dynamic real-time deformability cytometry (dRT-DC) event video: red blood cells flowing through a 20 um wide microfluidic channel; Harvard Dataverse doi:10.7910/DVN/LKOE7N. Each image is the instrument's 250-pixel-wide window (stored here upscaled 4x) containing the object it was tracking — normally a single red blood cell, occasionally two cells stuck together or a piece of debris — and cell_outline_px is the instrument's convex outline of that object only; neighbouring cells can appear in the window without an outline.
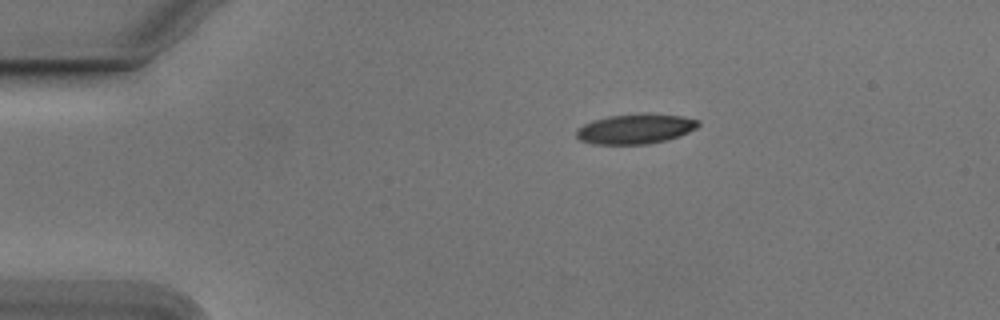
{"species": "Egyptian fruit bat (a non-hibernating species)", "species_latin": "Rousettus aegyptiacus", "temperature_condition": "cold", "stored_images_in_passage": 45, "camera_frame_rate_fps": 3000, "um_per_image_px": 0.085, "animal": {"sex": "male"}, "frame": {"image": 1, "passage_image": 1, "time_ms": 0.0, "image_size_px": [1000, 320], "cell_outline_px": [[700, 124], [696, 128], [680, 136], [648, 144], [592, 144], [580, 140], [576, 136], [576, 128], [592, 120], [608, 116], [648, 112], [684, 116], [700, 120]], "centroid_in_image_um": [54.02, 10.93], "position_along_channel_um": 31.0, "area_um2": 21.62}}
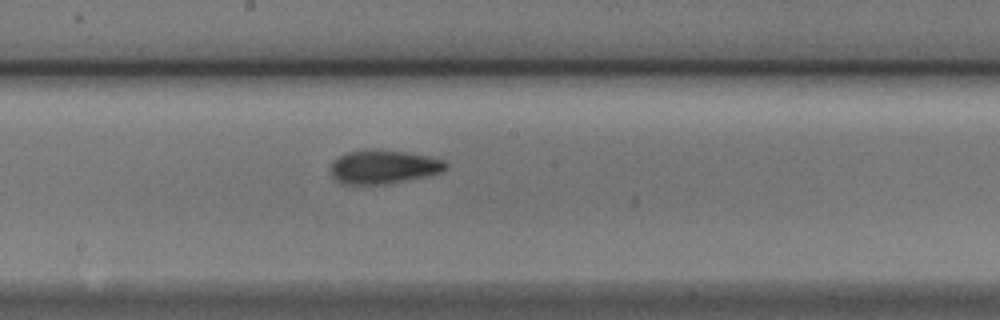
{"frame": {"image": 2, "passage_image": 20, "time_ms": 6.333, "image_size_px": [1000, 320], "cell_outline_px": [[448, 168], [440, 172], [428, 176], [388, 184], [340, 184], [332, 176], [328, 168], [332, 160], [348, 152], [364, 148], [380, 148], [408, 152], [428, 156], [444, 160], [448, 164]], "centroid_in_image_um": [32.56, 14.16], "position_along_channel_um": 215.6, "area_um2": 23.35}}
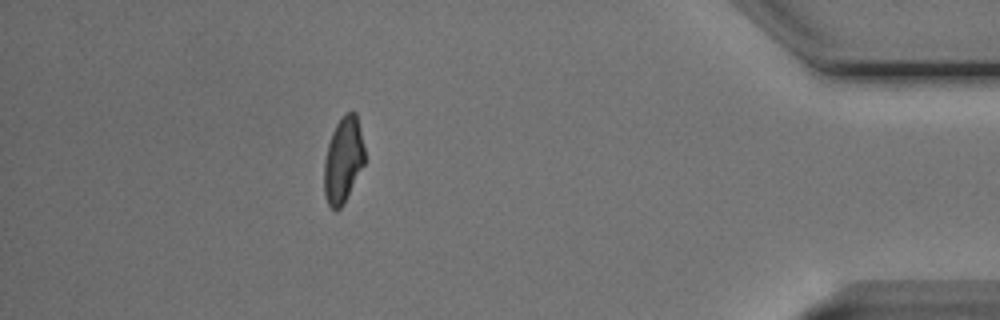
{"frame": {"image": 3, "passage_image": 39, "time_ms": 12.667, "image_size_px": [1000, 320], "cell_outline_px": [[364, 164], [344, 204], [336, 212], [328, 204], [324, 196], [324, 160], [328, 144], [332, 132], [340, 116], [344, 112], [356, 112], [364, 148]], "centroid_in_image_um": [29.16, 13.61], "position_along_channel_um": 406.0, "area_um2": 20.35}, "authors_computed_cell_mechanics": {"area_um2": 21.6172, "velocity_mm_per_s": 3.7711, "shape_relaxation_time_tau1_ms": 4.5133, "shape_relaxation_time_tau2_ms": 2.8256, "deformation_change_tau1": 0.1529, "deformation_change_tau2": 0.1039}}